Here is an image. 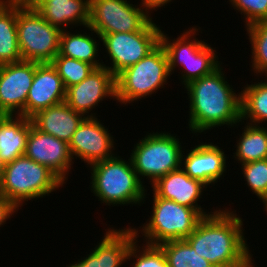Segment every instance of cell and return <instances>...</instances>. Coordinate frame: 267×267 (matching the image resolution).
Returning <instances> with one entry per match:
<instances>
[{
	"mask_svg": "<svg viewBox=\"0 0 267 267\" xmlns=\"http://www.w3.org/2000/svg\"><path fill=\"white\" fill-rule=\"evenodd\" d=\"M116 98L115 76L105 67L95 68L79 84L66 89L65 102L76 112L86 117L106 97Z\"/></svg>",
	"mask_w": 267,
	"mask_h": 267,
	"instance_id": "14",
	"label": "cell"
},
{
	"mask_svg": "<svg viewBox=\"0 0 267 267\" xmlns=\"http://www.w3.org/2000/svg\"><path fill=\"white\" fill-rule=\"evenodd\" d=\"M139 238L138 229H108L102 240L92 250L97 256V267H121L127 261L132 243Z\"/></svg>",
	"mask_w": 267,
	"mask_h": 267,
	"instance_id": "21",
	"label": "cell"
},
{
	"mask_svg": "<svg viewBox=\"0 0 267 267\" xmlns=\"http://www.w3.org/2000/svg\"><path fill=\"white\" fill-rule=\"evenodd\" d=\"M170 76L168 56L160 43L147 56L115 77V100L126 105L151 96L160 87L164 88Z\"/></svg>",
	"mask_w": 267,
	"mask_h": 267,
	"instance_id": "5",
	"label": "cell"
},
{
	"mask_svg": "<svg viewBox=\"0 0 267 267\" xmlns=\"http://www.w3.org/2000/svg\"><path fill=\"white\" fill-rule=\"evenodd\" d=\"M63 184L48 167L24 154L6 164L0 178V195L19 209L23 202L44 197Z\"/></svg>",
	"mask_w": 267,
	"mask_h": 267,
	"instance_id": "4",
	"label": "cell"
},
{
	"mask_svg": "<svg viewBox=\"0 0 267 267\" xmlns=\"http://www.w3.org/2000/svg\"><path fill=\"white\" fill-rule=\"evenodd\" d=\"M247 85V86H246ZM241 93V120L260 125L267 121V79L251 85L246 84ZM251 122V123H250Z\"/></svg>",
	"mask_w": 267,
	"mask_h": 267,
	"instance_id": "26",
	"label": "cell"
},
{
	"mask_svg": "<svg viewBox=\"0 0 267 267\" xmlns=\"http://www.w3.org/2000/svg\"><path fill=\"white\" fill-rule=\"evenodd\" d=\"M137 246V240H135L127 254L128 261L130 258L136 259L132 267H168L163 250L158 245L145 244L141 251L140 246Z\"/></svg>",
	"mask_w": 267,
	"mask_h": 267,
	"instance_id": "31",
	"label": "cell"
},
{
	"mask_svg": "<svg viewBox=\"0 0 267 267\" xmlns=\"http://www.w3.org/2000/svg\"><path fill=\"white\" fill-rule=\"evenodd\" d=\"M234 10L245 17V27L253 23L267 21V0H229Z\"/></svg>",
	"mask_w": 267,
	"mask_h": 267,
	"instance_id": "32",
	"label": "cell"
},
{
	"mask_svg": "<svg viewBox=\"0 0 267 267\" xmlns=\"http://www.w3.org/2000/svg\"><path fill=\"white\" fill-rule=\"evenodd\" d=\"M238 141L234 157L241 164L267 159L266 127L247 123Z\"/></svg>",
	"mask_w": 267,
	"mask_h": 267,
	"instance_id": "25",
	"label": "cell"
},
{
	"mask_svg": "<svg viewBox=\"0 0 267 267\" xmlns=\"http://www.w3.org/2000/svg\"><path fill=\"white\" fill-rule=\"evenodd\" d=\"M25 155L48 167L63 182L67 180L66 175L74 163L68 143L39 131L31 120Z\"/></svg>",
	"mask_w": 267,
	"mask_h": 267,
	"instance_id": "15",
	"label": "cell"
},
{
	"mask_svg": "<svg viewBox=\"0 0 267 267\" xmlns=\"http://www.w3.org/2000/svg\"><path fill=\"white\" fill-rule=\"evenodd\" d=\"M66 88L52 63H38L26 101V117L65 102Z\"/></svg>",
	"mask_w": 267,
	"mask_h": 267,
	"instance_id": "16",
	"label": "cell"
},
{
	"mask_svg": "<svg viewBox=\"0 0 267 267\" xmlns=\"http://www.w3.org/2000/svg\"><path fill=\"white\" fill-rule=\"evenodd\" d=\"M219 66L211 74L188 83L189 129L202 133L214 127H233L241 120V93L236 94Z\"/></svg>",
	"mask_w": 267,
	"mask_h": 267,
	"instance_id": "2",
	"label": "cell"
},
{
	"mask_svg": "<svg viewBox=\"0 0 267 267\" xmlns=\"http://www.w3.org/2000/svg\"><path fill=\"white\" fill-rule=\"evenodd\" d=\"M161 29L152 19L140 30L99 35L112 66L103 65L115 77L136 64L160 44Z\"/></svg>",
	"mask_w": 267,
	"mask_h": 267,
	"instance_id": "10",
	"label": "cell"
},
{
	"mask_svg": "<svg viewBox=\"0 0 267 267\" xmlns=\"http://www.w3.org/2000/svg\"><path fill=\"white\" fill-rule=\"evenodd\" d=\"M91 168V190L105 205L141 204L146 197L143 182L130 159L120 156L96 162Z\"/></svg>",
	"mask_w": 267,
	"mask_h": 267,
	"instance_id": "3",
	"label": "cell"
},
{
	"mask_svg": "<svg viewBox=\"0 0 267 267\" xmlns=\"http://www.w3.org/2000/svg\"><path fill=\"white\" fill-rule=\"evenodd\" d=\"M224 209L203 216L185 240L215 267H254L242 219Z\"/></svg>",
	"mask_w": 267,
	"mask_h": 267,
	"instance_id": "1",
	"label": "cell"
},
{
	"mask_svg": "<svg viewBox=\"0 0 267 267\" xmlns=\"http://www.w3.org/2000/svg\"><path fill=\"white\" fill-rule=\"evenodd\" d=\"M141 6L149 14V11L156 10L158 7L165 6L172 0H141ZM144 6V7H143ZM149 10V11H148Z\"/></svg>",
	"mask_w": 267,
	"mask_h": 267,
	"instance_id": "35",
	"label": "cell"
},
{
	"mask_svg": "<svg viewBox=\"0 0 267 267\" xmlns=\"http://www.w3.org/2000/svg\"><path fill=\"white\" fill-rule=\"evenodd\" d=\"M29 131V118L0 115V156L6 164L25 154Z\"/></svg>",
	"mask_w": 267,
	"mask_h": 267,
	"instance_id": "22",
	"label": "cell"
},
{
	"mask_svg": "<svg viewBox=\"0 0 267 267\" xmlns=\"http://www.w3.org/2000/svg\"><path fill=\"white\" fill-rule=\"evenodd\" d=\"M252 49V69L254 73L267 78V21H261L246 27Z\"/></svg>",
	"mask_w": 267,
	"mask_h": 267,
	"instance_id": "28",
	"label": "cell"
},
{
	"mask_svg": "<svg viewBox=\"0 0 267 267\" xmlns=\"http://www.w3.org/2000/svg\"><path fill=\"white\" fill-rule=\"evenodd\" d=\"M143 9L127 0H90L87 29L99 39V35L140 31L152 19Z\"/></svg>",
	"mask_w": 267,
	"mask_h": 267,
	"instance_id": "11",
	"label": "cell"
},
{
	"mask_svg": "<svg viewBox=\"0 0 267 267\" xmlns=\"http://www.w3.org/2000/svg\"><path fill=\"white\" fill-rule=\"evenodd\" d=\"M51 63L57 70L66 89L79 84L95 69V67L88 62L61 56L60 54H58Z\"/></svg>",
	"mask_w": 267,
	"mask_h": 267,
	"instance_id": "29",
	"label": "cell"
},
{
	"mask_svg": "<svg viewBox=\"0 0 267 267\" xmlns=\"http://www.w3.org/2000/svg\"><path fill=\"white\" fill-rule=\"evenodd\" d=\"M85 117L82 113L74 111L66 102H62L37 112L30 120L39 131L69 144Z\"/></svg>",
	"mask_w": 267,
	"mask_h": 267,
	"instance_id": "19",
	"label": "cell"
},
{
	"mask_svg": "<svg viewBox=\"0 0 267 267\" xmlns=\"http://www.w3.org/2000/svg\"><path fill=\"white\" fill-rule=\"evenodd\" d=\"M37 64L22 60L0 65V115L26 117L27 95Z\"/></svg>",
	"mask_w": 267,
	"mask_h": 267,
	"instance_id": "12",
	"label": "cell"
},
{
	"mask_svg": "<svg viewBox=\"0 0 267 267\" xmlns=\"http://www.w3.org/2000/svg\"><path fill=\"white\" fill-rule=\"evenodd\" d=\"M61 31L31 5H17V37L23 61L51 63L59 54Z\"/></svg>",
	"mask_w": 267,
	"mask_h": 267,
	"instance_id": "8",
	"label": "cell"
},
{
	"mask_svg": "<svg viewBox=\"0 0 267 267\" xmlns=\"http://www.w3.org/2000/svg\"><path fill=\"white\" fill-rule=\"evenodd\" d=\"M99 43L90 34L83 33L72 34L65 28L60 34L59 54L61 56L88 62L95 68L103 67L104 62H99L96 57L99 55Z\"/></svg>",
	"mask_w": 267,
	"mask_h": 267,
	"instance_id": "24",
	"label": "cell"
},
{
	"mask_svg": "<svg viewBox=\"0 0 267 267\" xmlns=\"http://www.w3.org/2000/svg\"><path fill=\"white\" fill-rule=\"evenodd\" d=\"M246 184L261 202L267 197V159L241 164Z\"/></svg>",
	"mask_w": 267,
	"mask_h": 267,
	"instance_id": "30",
	"label": "cell"
},
{
	"mask_svg": "<svg viewBox=\"0 0 267 267\" xmlns=\"http://www.w3.org/2000/svg\"><path fill=\"white\" fill-rule=\"evenodd\" d=\"M153 193L164 199L173 200L180 205L195 209L202 217L212 214L206 213L200 205L197 204L199 198H202V189L207 186L201 181L192 179L181 168L171 171L165 176L157 179L151 186Z\"/></svg>",
	"mask_w": 267,
	"mask_h": 267,
	"instance_id": "18",
	"label": "cell"
},
{
	"mask_svg": "<svg viewBox=\"0 0 267 267\" xmlns=\"http://www.w3.org/2000/svg\"><path fill=\"white\" fill-rule=\"evenodd\" d=\"M188 152L186 157L182 154L181 167L192 179L208 186L218 182L225 173L226 155L218 145L215 146L212 142L200 143Z\"/></svg>",
	"mask_w": 267,
	"mask_h": 267,
	"instance_id": "17",
	"label": "cell"
},
{
	"mask_svg": "<svg viewBox=\"0 0 267 267\" xmlns=\"http://www.w3.org/2000/svg\"><path fill=\"white\" fill-rule=\"evenodd\" d=\"M31 6L61 30L72 24L86 28L90 21V0H36Z\"/></svg>",
	"mask_w": 267,
	"mask_h": 267,
	"instance_id": "20",
	"label": "cell"
},
{
	"mask_svg": "<svg viewBox=\"0 0 267 267\" xmlns=\"http://www.w3.org/2000/svg\"><path fill=\"white\" fill-rule=\"evenodd\" d=\"M19 61L17 5L0 3V65Z\"/></svg>",
	"mask_w": 267,
	"mask_h": 267,
	"instance_id": "23",
	"label": "cell"
},
{
	"mask_svg": "<svg viewBox=\"0 0 267 267\" xmlns=\"http://www.w3.org/2000/svg\"><path fill=\"white\" fill-rule=\"evenodd\" d=\"M35 1L36 0H0V3L29 6L32 5Z\"/></svg>",
	"mask_w": 267,
	"mask_h": 267,
	"instance_id": "36",
	"label": "cell"
},
{
	"mask_svg": "<svg viewBox=\"0 0 267 267\" xmlns=\"http://www.w3.org/2000/svg\"><path fill=\"white\" fill-rule=\"evenodd\" d=\"M265 204V205H264ZM263 205H264V209L266 210V212H267V197L264 199V201H263Z\"/></svg>",
	"mask_w": 267,
	"mask_h": 267,
	"instance_id": "38",
	"label": "cell"
},
{
	"mask_svg": "<svg viewBox=\"0 0 267 267\" xmlns=\"http://www.w3.org/2000/svg\"><path fill=\"white\" fill-rule=\"evenodd\" d=\"M82 261L75 262L67 267H97V256L91 251Z\"/></svg>",
	"mask_w": 267,
	"mask_h": 267,
	"instance_id": "34",
	"label": "cell"
},
{
	"mask_svg": "<svg viewBox=\"0 0 267 267\" xmlns=\"http://www.w3.org/2000/svg\"><path fill=\"white\" fill-rule=\"evenodd\" d=\"M97 119L85 117L68 144L73 160L76 156L89 166L115 156L113 137Z\"/></svg>",
	"mask_w": 267,
	"mask_h": 267,
	"instance_id": "13",
	"label": "cell"
},
{
	"mask_svg": "<svg viewBox=\"0 0 267 267\" xmlns=\"http://www.w3.org/2000/svg\"><path fill=\"white\" fill-rule=\"evenodd\" d=\"M5 166H6V163L4 162L3 158L0 156V178L3 174Z\"/></svg>",
	"mask_w": 267,
	"mask_h": 267,
	"instance_id": "37",
	"label": "cell"
},
{
	"mask_svg": "<svg viewBox=\"0 0 267 267\" xmlns=\"http://www.w3.org/2000/svg\"><path fill=\"white\" fill-rule=\"evenodd\" d=\"M151 218L142 227L146 244L160 245L172 240L186 239L202 216L193 208L160 198L153 193Z\"/></svg>",
	"mask_w": 267,
	"mask_h": 267,
	"instance_id": "9",
	"label": "cell"
},
{
	"mask_svg": "<svg viewBox=\"0 0 267 267\" xmlns=\"http://www.w3.org/2000/svg\"><path fill=\"white\" fill-rule=\"evenodd\" d=\"M179 138L171 133H149L142 138L130 155L140 181L147 177L152 185L157 179L181 168L182 154ZM183 152V153H182Z\"/></svg>",
	"mask_w": 267,
	"mask_h": 267,
	"instance_id": "7",
	"label": "cell"
},
{
	"mask_svg": "<svg viewBox=\"0 0 267 267\" xmlns=\"http://www.w3.org/2000/svg\"><path fill=\"white\" fill-rule=\"evenodd\" d=\"M19 210L12 202H10L3 195H0V226L4 224L13 215V213Z\"/></svg>",
	"mask_w": 267,
	"mask_h": 267,
	"instance_id": "33",
	"label": "cell"
},
{
	"mask_svg": "<svg viewBox=\"0 0 267 267\" xmlns=\"http://www.w3.org/2000/svg\"><path fill=\"white\" fill-rule=\"evenodd\" d=\"M198 30L194 26L172 42L167 34L161 31L160 43L165 48L168 56L169 72L172 75V72L178 66L177 64L183 66V69H185L181 72V82L184 86L193 80L211 74L221 65L214 48L202 40L190 38L191 36L194 37Z\"/></svg>",
	"mask_w": 267,
	"mask_h": 267,
	"instance_id": "6",
	"label": "cell"
},
{
	"mask_svg": "<svg viewBox=\"0 0 267 267\" xmlns=\"http://www.w3.org/2000/svg\"><path fill=\"white\" fill-rule=\"evenodd\" d=\"M165 255L168 267H215L195 252L185 240H172L158 245Z\"/></svg>",
	"mask_w": 267,
	"mask_h": 267,
	"instance_id": "27",
	"label": "cell"
}]
</instances>
